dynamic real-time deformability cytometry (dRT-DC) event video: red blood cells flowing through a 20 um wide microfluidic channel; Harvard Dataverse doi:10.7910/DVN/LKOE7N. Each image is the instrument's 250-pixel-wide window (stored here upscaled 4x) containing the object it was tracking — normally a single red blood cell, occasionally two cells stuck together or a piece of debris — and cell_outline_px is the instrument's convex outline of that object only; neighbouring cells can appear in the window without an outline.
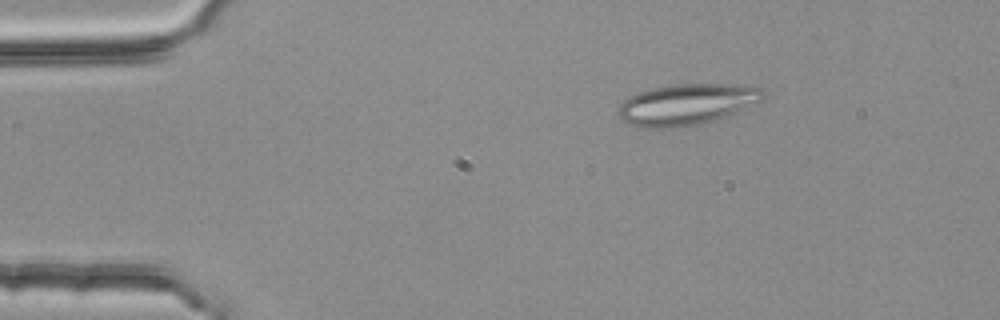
{"species": "common noctule bat (a hibernating species)", "species_latin": "Nyctalus noctula", "temperature_condition": "room temperature", "stored_images_in_passage": 4, "camera_frame_rate_fps": 3000, "um_per_image_px": 0.085, "animal": {"sex": "female", "body_mass_g": 25.1}, "frame": {"image": 1, "passage_image": 4, "time_ms": 1.0, "image_size_px": [1000, 320], "cell_outline_px": [[768, 92], [764, 100], [708, 124], [684, 128], [640, 128], [628, 124], [620, 116], [620, 104], [628, 96], [640, 92], [656, 88], [676, 84], [760, 84]], "centroid_in_image_um": [58.51, 8.88], "position_along_channel_um": 26.5, "area_um2": 35.66}}